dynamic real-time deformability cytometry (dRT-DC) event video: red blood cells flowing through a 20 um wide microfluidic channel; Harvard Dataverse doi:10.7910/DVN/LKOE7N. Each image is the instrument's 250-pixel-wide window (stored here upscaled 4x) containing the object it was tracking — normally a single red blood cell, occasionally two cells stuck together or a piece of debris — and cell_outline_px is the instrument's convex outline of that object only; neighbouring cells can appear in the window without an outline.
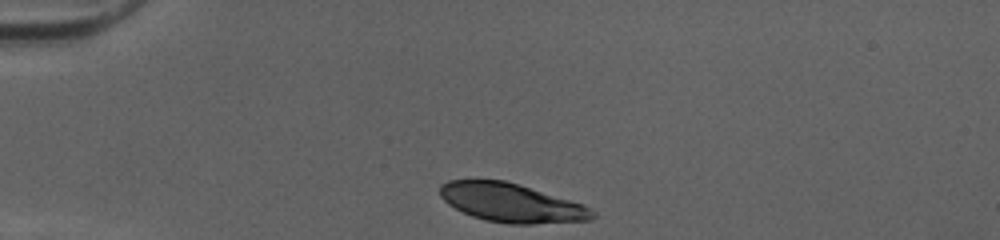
{"species": "human", "species_latin": "Homo sapiens", "temperature_condition": "cold", "stored_images_in_passage": 30, "camera_frame_rate_fps": 3000, "um_per_image_px": 0.085, "donor": {"sex": "female"}, "frame": {"image": 1, "passage_image": 1, "time_ms": 0.0, "image_size_px": [1000, 240], "cell_outline_px": [[596, 216], [592, 220], [532, 224], [508, 224], [484, 220], [472, 216], [448, 204], [440, 196], [440, 184], [448, 180], [504, 180], [584, 204], [596, 212]], "centroid_in_image_um": [43.48, 17.25], "position_along_channel_um": 41.5, "area_um2": 34.39}}
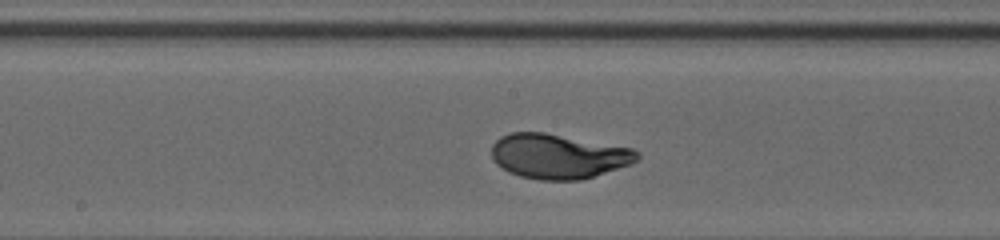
{"frame": {"image": 2, "passage_image": 16, "time_ms": 5.0, "image_size_px": [1000, 240], "cell_outline_px": [[640, 156], [632, 164], [580, 180], [540, 180], [520, 176], [508, 172], [496, 164], [492, 156], [492, 144], [500, 136], [512, 132], [544, 132], [632, 148], [640, 152]], "centroid_in_image_um": [47.45, 13.28], "position_along_channel_um": 200.8, "area_um2": 37.97}}
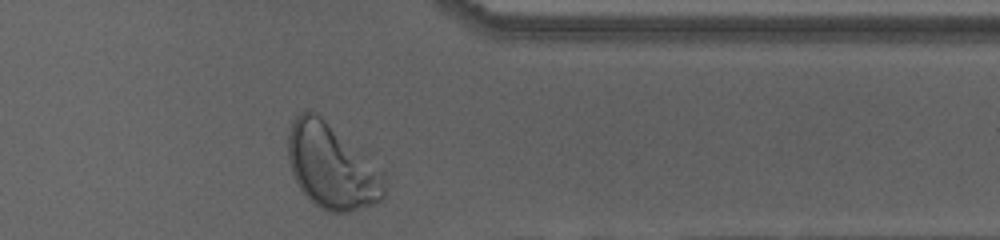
{"frame": {"image": 3, "passage_image": 30, "time_ms": 9.667, "image_size_px": [1000, 240], "cell_outline_px": [[384, 196], [376, 204], [348, 212], [328, 212], [320, 208], [308, 200], [300, 188], [292, 172], [288, 160], [288, 132], [292, 120], [300, 112], [316, 112], [384, 172]], "centroid_in_image_um": [28.18, 14.17], "position_along_channel_um": 383.2, "area_um2": 47.45}, "authors_computed_cell_mechanics": {"area_um2": 37.5989, "velocity_mm_per_s": 4.0175, "shape_relaxation_time_tau1_ms": 1.9282, "shape_relaxation_time_tau2_ms": null, "deformation_change_tau1": 0.1436, "deformation_change_tau2": null}}